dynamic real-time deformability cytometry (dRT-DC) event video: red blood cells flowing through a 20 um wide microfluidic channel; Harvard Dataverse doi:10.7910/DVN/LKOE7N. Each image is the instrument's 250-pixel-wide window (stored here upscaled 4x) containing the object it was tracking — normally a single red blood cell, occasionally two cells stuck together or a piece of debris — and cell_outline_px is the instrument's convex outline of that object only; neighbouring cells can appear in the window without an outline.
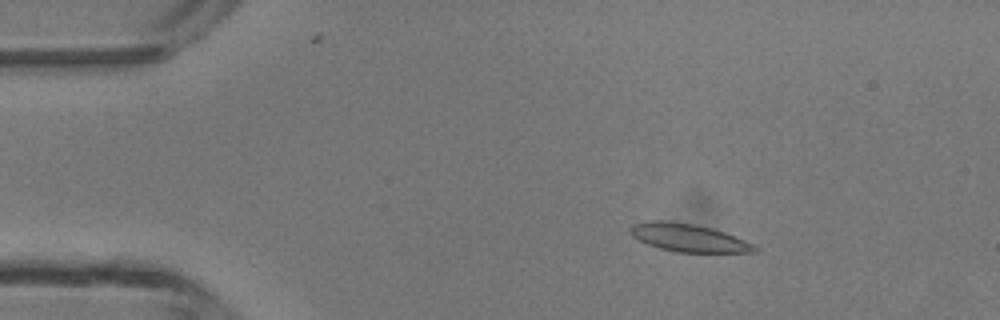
{"species": "common noctule bat (a hibernating species)", "species_latin": "Nyctalus noctula", "temperature_condition": "room temperature", "stored_images_in_passage": 4, "camera_frame_rate_fps": 3000, "um_per_image_px": 0.085, "animal": {"sex": "male", "body_mass_g": 13.3}, "frame": {"image": 1, "passage_image": 1, "time_ms": 0.0, "image_size_px": [1000, 320], "cell_outline_px": [[760, 248], [756, 252], [676, 252], [660, 248], [648, 244], [632, 236], [632, 224], [648, 220], [660, 220], [692, 224], [712, 228], [724, 232], [744, 240]], "centroid_in_image_um": [58.53, 20.21], "position_along_channel_um": 26.5, "area_um2": 19.88}}
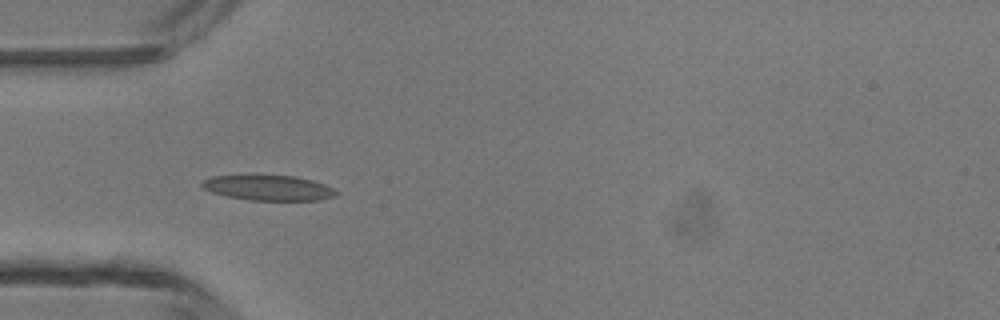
{"frame": {"image": 2, "passage_image": 3, "time_ms": 2.333, "image_size_px": [1000, 320], "cell_outline_px": [[340, 192], [336, 196], [320, 200], [248, 200], [224, 196], [212, 192], [204, 188], [200, 184], [204, 180], [212, 176], [296, 176], [312, 180], [324, 184]], "centroid_in_image_um": [22.85, 15.98], "position_along_channel_um": 62.2, "area_um2": 19.59}}
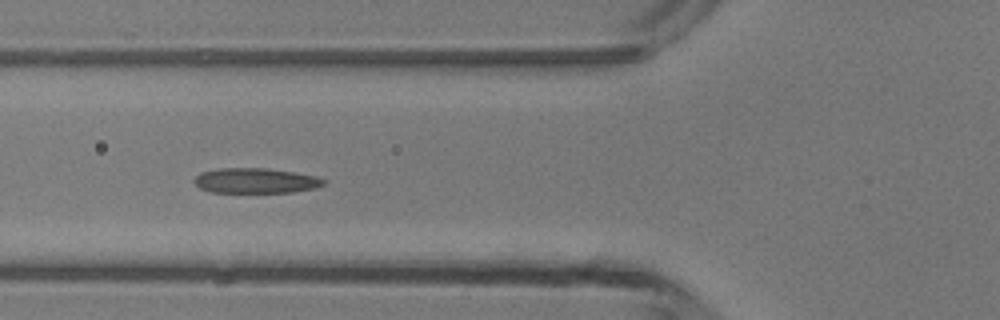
{"frame": {"image": 3, "passage_image": 4, "time_ms": 3.333, "image_size_px": [1000, 320], "cell_outline_px": [[328, 180], [324, 184], [316, 188], [292, 192], [212, 192], [200, 188], [192, 180], [200, 172], [220, 168], [268, 168], [316, 176]], "centroid_in_image_um": [21.74, 15.35], "position_along_channel_um": 104.1, "area_um2": 18.96}}